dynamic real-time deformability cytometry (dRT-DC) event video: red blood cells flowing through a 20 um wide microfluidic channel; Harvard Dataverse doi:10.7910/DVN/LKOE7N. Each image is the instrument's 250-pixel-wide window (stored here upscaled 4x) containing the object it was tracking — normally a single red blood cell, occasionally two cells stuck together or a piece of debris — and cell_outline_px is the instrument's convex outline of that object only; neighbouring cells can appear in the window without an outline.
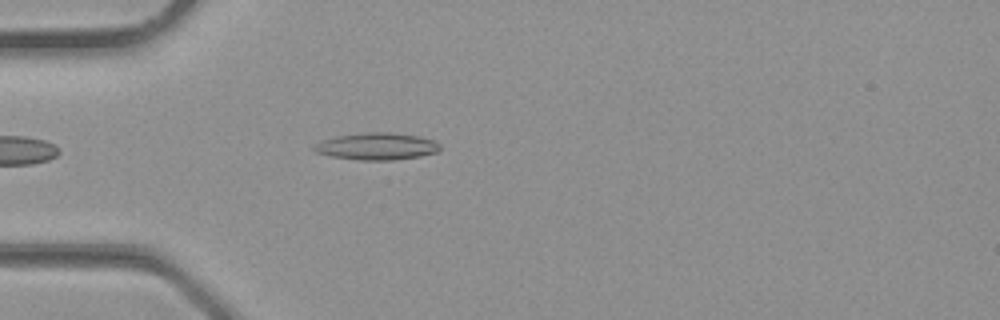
{"species": "common noctule bat (a hibernating species)", "species_latin": "Nyctalus noctula", "temperature_condition": "room temperature", "stored_images_in_passage": 26, "camera_frame_rate_fps": 3000, "um_per_image_px": 0.085, "animal": {"sex": "male", "body_mass_g": 23.1, "forearm_length_mm": 52.7}, "frame": {"image": 1, "passage_image": 3, "time_ms": 0.667, "image_size_px": [1000, 320], "cell_outline_px": [[440, 152], [420, 156], [392, 160], [360, 160], [332, 156], [316, 152], [312, 148], [316, 144], [324, 140], [336, 136], [368, 132], [392, 132], [420, 136], [432, 140], [440, 144]], "centroid_in_image_um": [32.08, 12.43], "position_along_channel_um": 52.9, "area_um2": 19.77}}
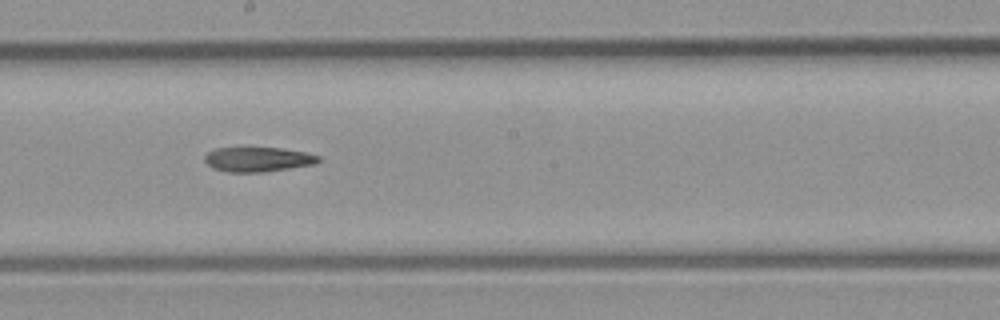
{"frame": {"image": 2, "passage_image": 12, "time_ms": 3.667, "image_size_px": [1000, 320], "cell_outline_px": [[320, 160], [316, 164], [264, 172], [228, 172], [216, 168], [208, 164], [204, 160], [204, 156], [208, 152], [216, 148], [244, 144], [248, 144], [280, 148], [308, 152], [320, 156]], "centroid_in_image_um": [21.92, 13.48], "position_along_channel_um": 226.3, "area_um2": 17.28}}
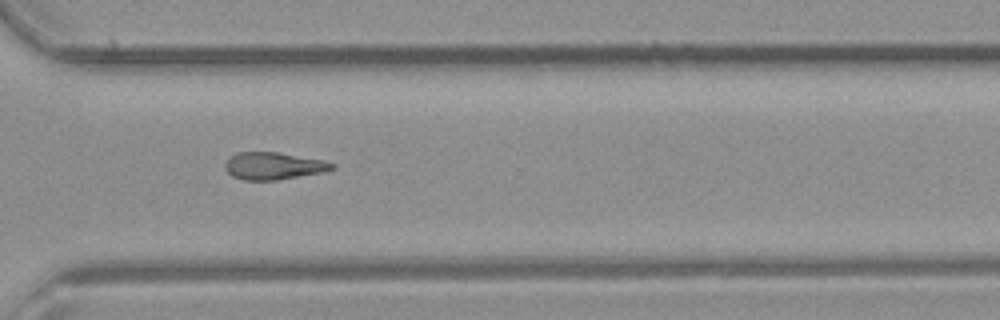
{"frame": {"image": 3, "passage_image": 18, "time_ms": 5.667, "image_size_px": [1000, 320], "cell_outline_px": [[336, 168], [320, 172], [276, 180], [244, 180], [232, 176], [224, 168], [224, 164], [236, 152], [276, 152], [324, 160], [336, 164]], "centroid_in_image_um": [23.23, 14.1], "position_along_channel_um": 347.4, "area_um2": 16.82}}